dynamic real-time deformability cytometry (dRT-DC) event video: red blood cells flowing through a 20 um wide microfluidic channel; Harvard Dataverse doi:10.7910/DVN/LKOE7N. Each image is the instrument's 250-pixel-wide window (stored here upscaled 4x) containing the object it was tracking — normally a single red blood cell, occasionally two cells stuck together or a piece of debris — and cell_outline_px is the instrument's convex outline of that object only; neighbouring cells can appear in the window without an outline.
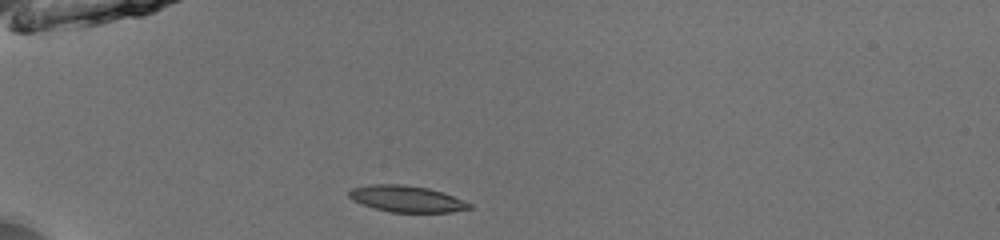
{"species": "common noctule bat (a hibernating species)", "species_latin": "Nyctalus noctula", "temperature_condition": "room temperature", "stored_images_in_passage": 37, "camera_frame_rate_fps": 3000, "um_per_image_px": 0.085, "animal": {"sex": "male", "body_mass_g": 13.0, "forearm_length_mm": 53.1}, "frame": {"image": 1, "passage_image": 1, "time_ms": 0.0, "image_size_px": [1000, 240], "cell_outline_px": [[472, 208], [452, 212], [392, 212], [376, 208], [352, 200], [348, 196], [348, 192], [352, 188], [368, 184], [404, 184], [428, 188], [452, 196], [472, 204]], "centroid_in_image_um": [34.54, 16.89], "position_along_channel_um": 50.5, "area_um2": 18.32}}
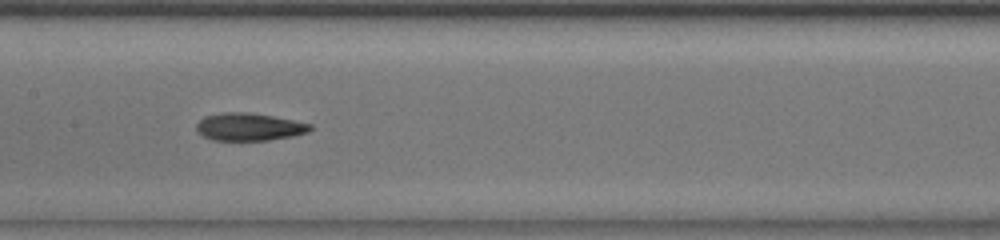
{"frame": {"image": 2, "passage_image": 13, "time_ms": 4.0, "image_size_px": [1000, 240], "cell_outline_px": [[312, 128], [308, 132], [292, 136], [268, 140], [212, 140], [204, 136], [196, 128], [196, 124], [204, 116], [224, 112], [248, 112], [272, 116], [312, 124]], "centroid_in_image_um": [21.17, 10.78], "position_along_channel_um": 186.2, "area_um2": 18.15}}
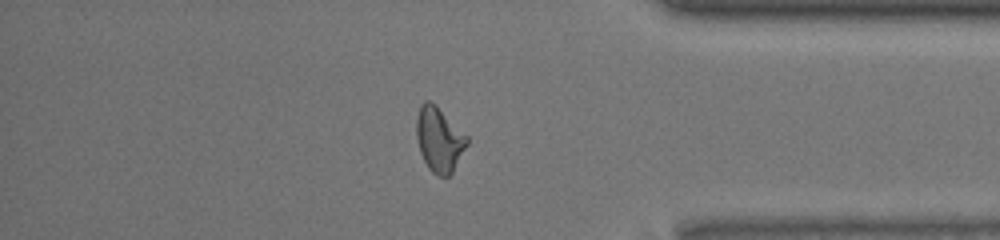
{"frame": {"image": 3, "passage_image": 30, "time_ms": 9.667, "image_size_px": [1000, 240], "cell_outline_px": [[468, 144], [452, 172], [448, 176], [436, 176], [428, 168], [420, 152], [416, 136], [416, 116], [420, 104], [424, 100], [428, 100], [436, 104], [468, 136]], "centroid_in_image_um": [37.32, 11.82], "position_along_channel_um": 397.9, "area_um2": 19.25}, "authors_computed_cell_mechanics": {"area_um2": 18.5538, "velocity_mm_per_s": 3.9673, "shape_relaxation_time_tau1_ms": 4.5275, "shape_relaxation_time_tau2_ms": 2.0126, "deformation_change_tau1": 0.16, "deformation_change_tau2": 0.0913}}